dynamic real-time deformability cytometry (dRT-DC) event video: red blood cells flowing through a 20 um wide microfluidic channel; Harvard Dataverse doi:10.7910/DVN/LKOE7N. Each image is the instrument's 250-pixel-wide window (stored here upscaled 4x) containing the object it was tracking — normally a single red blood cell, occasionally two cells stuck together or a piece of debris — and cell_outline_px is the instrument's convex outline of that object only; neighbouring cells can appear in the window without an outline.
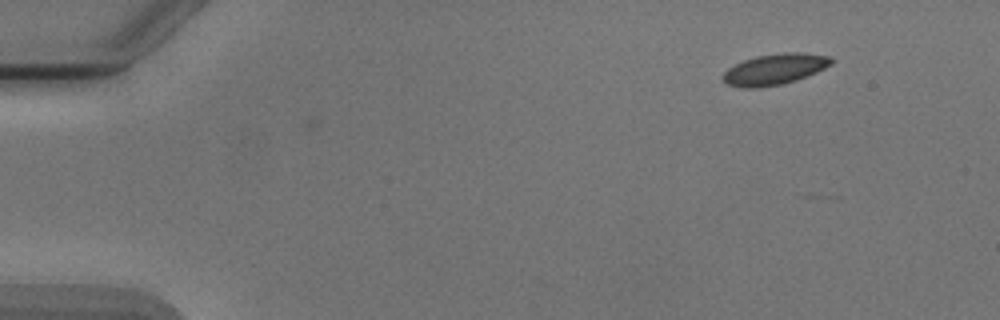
{"species": "Egyptian fruit bat (a non-hibernating species)", "species_latin": "Rousettus aegyptiacus", "temperature_condition": "cold", "stored_images_in_passage": 2, "camera_frame_rate_fps": 3000, "um_per_image_px": 0.085, "animal": {"sex": "male"}, "frame": {"image": 1, "passage_image": 2, "time_ms": 1.333, "image_size_px": [1000, 320], "cell_outline_px": [[836, 60], [832, 64], [816, 72], [796, 80], [780, 84], [756, 88], [744, 88], [728, 84], [720, 76], [728, 68], [744, 60], [756, 56], [788, 52], [800, 52], [828, 56]], "centroid_in_image_um": [65.85, 5.88], "position_along_channel_um": 19.1, "area_um2": 19.36}}